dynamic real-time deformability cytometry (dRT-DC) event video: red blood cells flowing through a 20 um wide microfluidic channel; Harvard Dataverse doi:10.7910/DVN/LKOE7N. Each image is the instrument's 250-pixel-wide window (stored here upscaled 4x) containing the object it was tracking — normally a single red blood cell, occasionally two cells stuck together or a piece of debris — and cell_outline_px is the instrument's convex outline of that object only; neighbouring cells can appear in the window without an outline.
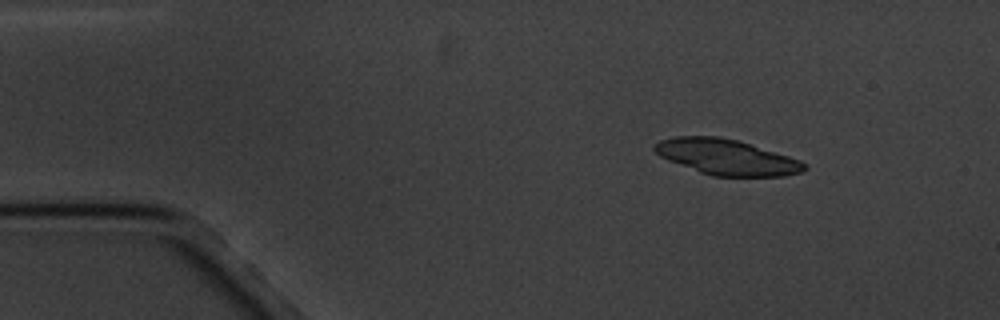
{"species": "common noctule bat (a hibernating species)", "species_latin": "Nyctalus noctula", "temperature_condition": "cold", "stored_images_in_passage": 7, "camera_frame_rate_fps": 3000, "um_per_image_px": 0.085, "animal": {"sex": "male", "body_mass_g": 20.1, "forearm_length_mm": 53.5}, "frame": {"image": 1, "passage_image": 2, "time_ms": 1.0, "image_size_px": [1000, 320], "cell_outline_px": [[808, 168], [800, 172], [784, 176], [712, 176], [700, 172], [668, 160], [660, 156], [652, 148], [652, 144], [660, 140], [676, 136], [720, 136], [740, 140], [800, 160]], "centroid_in_image_um": [61.73, 13.34], "position_along_channel_um": 23.3, "area_um2": 31.04}}
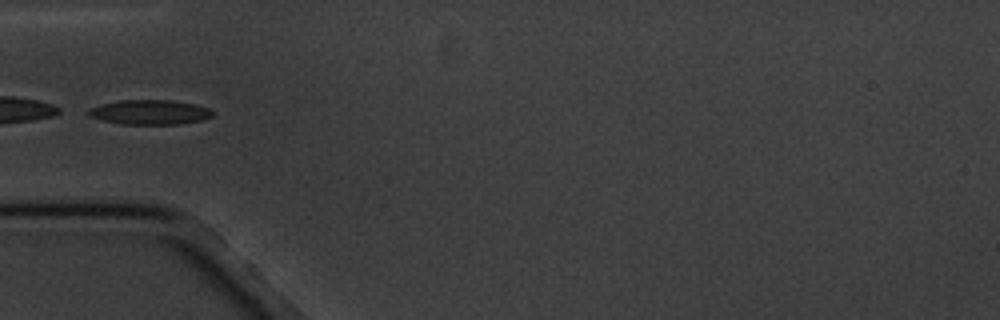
{"frame": {"image": 2, "passage_image": 5, "time_ms": 4.667, "image_size_px": [1000, 320], "cell_outline_px": [[216, 112], [212, 116], [204, 120], [180, 124], [120, 124], [88, 116], [84, 112], [88, 108], [100, 104], [120, 100], [172, 100], [192, 104], [208, 108]], "centroid_in_image_um": [12.7, 9.54], "position_along_channel_um": 72.3, "area_um2": 18.03}}